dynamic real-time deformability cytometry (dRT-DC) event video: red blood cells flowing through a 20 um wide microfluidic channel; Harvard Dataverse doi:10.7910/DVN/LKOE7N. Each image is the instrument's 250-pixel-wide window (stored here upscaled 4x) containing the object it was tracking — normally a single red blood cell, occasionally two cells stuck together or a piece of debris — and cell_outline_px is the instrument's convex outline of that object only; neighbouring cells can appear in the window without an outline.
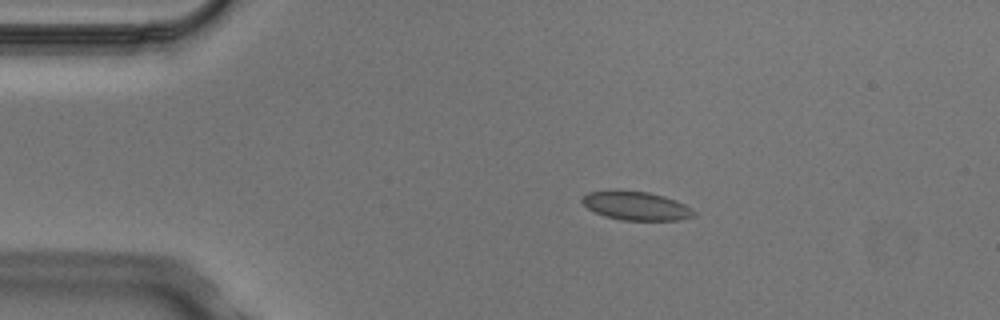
{"species": "Egyptian fruit bat (a non-hibernating species)", "species_latin": "Rousettus aegyptiacus", "temperature_condition": "cold", "stored_images_in_passage": 4, "camera_frame_rate_fps": 3000, "um_per_image_px": 0.085, "animal": {"sex": "male"}, "frame": {"image": 1, "passage_image": 2, "time_ms": 0.333, "image_size_px": [1000, 320], "cell_outline_px": [[696, 212], [692, 216], [680, 220], [620, 220], [604, 216], [588, 208], [580, 200], [588, 192], [608, 188], [620, 188], [648, 192], [664, 196], [676, 200], [692, 208]], "centroid_in_image_um": [54.02, 17.45], "position_along_channel_um": 31.0, "area_um2": 19.19}}
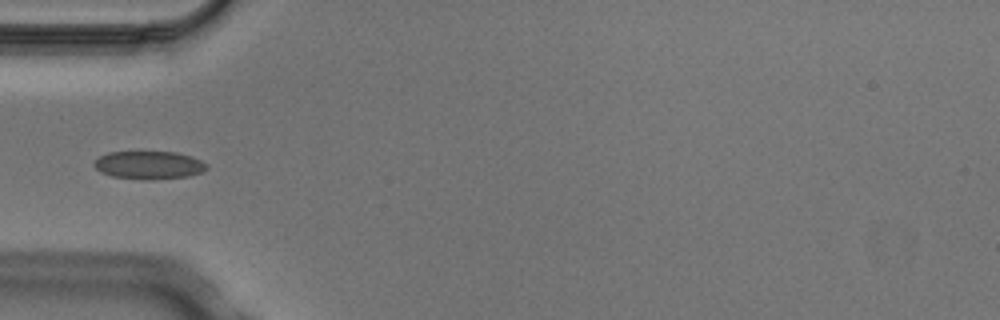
{"frame": {"image": 2, "passage_image": 4, "time_ms": 1.0, "image_size_px": [1000, 320], "cell_outline_px": [[208, 168], [200, 172], [188, 176], [152, 180], [112, 176], [100, 172], [92, 164], [100, 156], [108, 152], [176, 152], [192, 156], [208, 164]], "centroid_in_image_um": [12.67, 14.03], "position_along_channel_um": 72.3, "area_um2": 18.32}}